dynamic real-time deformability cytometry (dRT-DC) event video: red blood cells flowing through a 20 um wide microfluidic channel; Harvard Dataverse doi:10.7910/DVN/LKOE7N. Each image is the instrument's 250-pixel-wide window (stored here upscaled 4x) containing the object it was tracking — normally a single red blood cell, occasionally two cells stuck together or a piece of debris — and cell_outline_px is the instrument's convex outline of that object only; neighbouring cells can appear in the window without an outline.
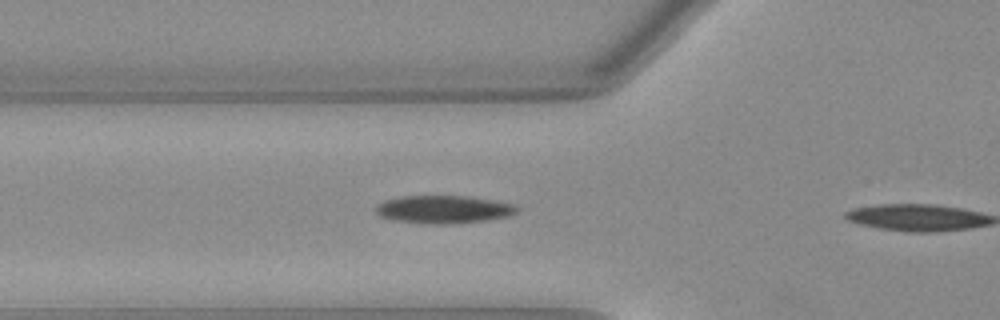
{"species": "Egyptian fruit bat (a non-hibernating species)", "species_latin": "Rousettus aegyptiacus", "temperature_condition": "warm", "stored_images_in_passage": 8, "camera_frame_rate_fps": 3000, "um_per_image_px": 0.085, "animal": {"sex": "female"}, "frame": {"image": 1, "passage_image": 7, "time_ms": 2.0, "image_size_px": [1000, 320], "cell_outline_px": [[520, 208], [516, 212], [508, 216], [484, 220], [452, 224], [428, 224], [392, 220], [380, 216], [376, 212], [376, 204], [384, 200], [404, 196], [464, 196], [516, 204]], "centroid_in_image_um": [37.68, 17.8], "position_along_channel_um": 88.1, "area_um2": 22.89}}